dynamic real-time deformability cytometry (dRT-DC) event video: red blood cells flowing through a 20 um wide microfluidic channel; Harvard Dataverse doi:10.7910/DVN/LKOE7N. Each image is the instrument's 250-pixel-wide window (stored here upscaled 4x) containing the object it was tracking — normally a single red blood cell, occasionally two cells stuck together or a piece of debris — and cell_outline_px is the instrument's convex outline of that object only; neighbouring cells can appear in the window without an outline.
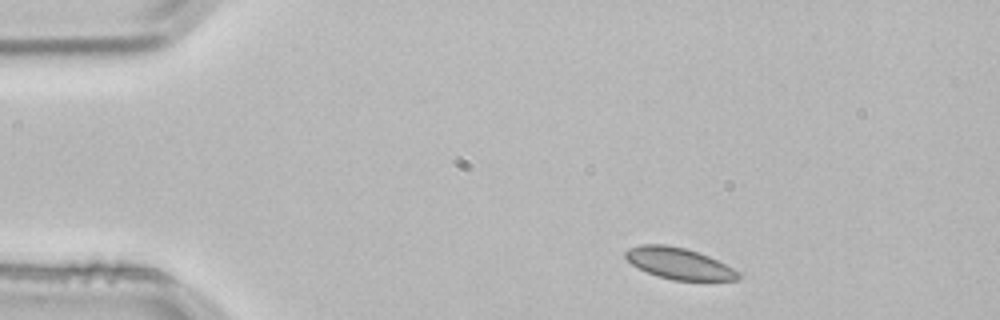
{"species": "common noctule bat (a hibernating species)", "species_latin": "Nyctalus noctula", "temperature_condition": "room temperature", "stored_images_in_passage": 4, "camera_frame_rate_fps": 3000, "um_per_image_px": 0.085, "animal": {"sex": "male", "body_mass_g": 21.5, "forearm_length_mm": 52.0}, "frame": {"image": 1, "passage_image": 4, "time_ms": 1.0, "image_size_px": [1000, 320], "cell_outline_px": [[740, 280], [672, 280], [648, 272], [632, 264], [624, 256], [624, 252], [628, 248], [640, 244], [664, 244], [684, 248], [708, 256], [740, 272]], "centroid_in_image_um": [57.69, 22.39], "position_along_channel_um": 27.3, "area_um2": 20.29}}